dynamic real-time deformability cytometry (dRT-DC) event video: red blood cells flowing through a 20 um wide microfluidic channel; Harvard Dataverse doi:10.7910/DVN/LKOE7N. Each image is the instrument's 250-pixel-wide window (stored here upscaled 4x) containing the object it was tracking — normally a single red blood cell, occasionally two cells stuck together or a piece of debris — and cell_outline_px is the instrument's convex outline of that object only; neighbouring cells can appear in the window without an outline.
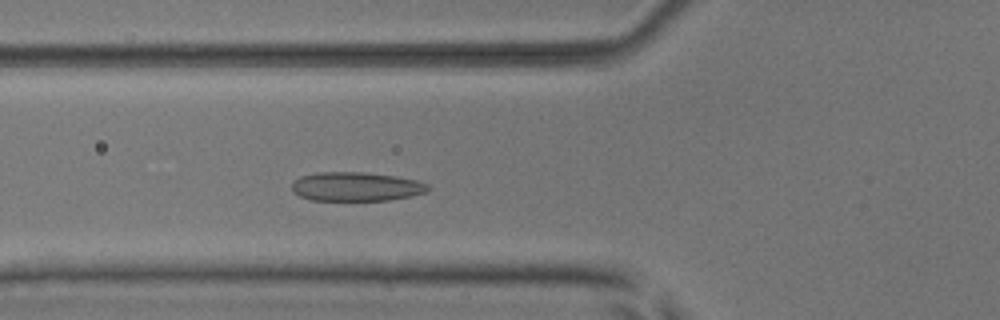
{"species": "common noctule bat (a hibernating species)", "species_latin": "Nyctalus noctula", "temperature_condition": "room temperature", "stored_images_in_passage": 47, "camera_frame_rate_fps": 3000, "um_per_image_px": 0.085, "animal": {"sex": "male", "body_mass_g": 17.9, "forearm_length_mm": 54.2}, "frame": {"image": 1, "passage_image": 14, "time_ms": 4.333, "image_size_px": [1000, 320], "cell_outline_px": [[428, 192], [412, 196], [388, 200], [312, 200], [300, 196], [292, 192], [292, 184], [300, 176], [316, 172], [364, 172], [396, 176], [416, 180], [428, 184]], "centroid_in_image_um": [30.27, 15.86], "position_along_channel_um": 95.5, "area_um2": 23.06}}
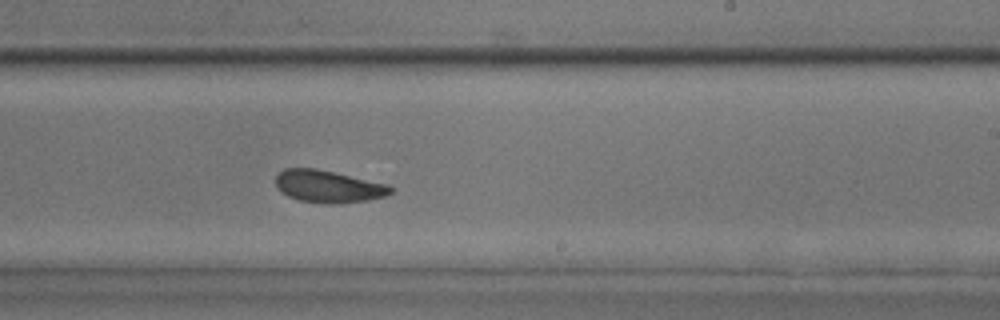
{"frame": {"image": 2, "passage_image": 27, "time_ms": 8.667, "image_size_px": [1000, 320], "cell_outline_px": [[396, 188], [392, 192], [384, 196], [368, 200], [340, 204], [324, 204], [300, 200], [288, 196], [280, 192], [276, 188], [276, 176], [284, 168], [316, 168], [388, 184]], "centroid_in_image_um": [27.91, 15.85], "position_along_channel_um": 261.1, "area_um2": 21.85}}
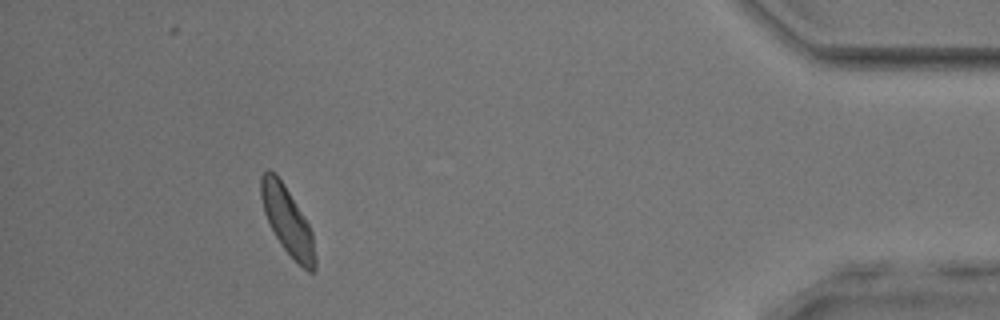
{"frame": {"image": 3, "passage_image": 43, "time_ms": 14.0, "image_size_px": [1000, 320], "cell_outline_px": [[316, 268], [312, 272], [308, 272], [280, 244], [264, 212], [260, 196], [260, 176], [268, 168], [276, 172], [284, 184], [308, 224], [312, 232], [316, 260]], "centroid_in_image_um": [24.41, 18.72], "position_along_channel_um": 410.8, "area_um2": 20.98}, "authors_computed_cell_mechanics": {"area_um2": 22.0796, "velocity_mm_per_s": 3.8314, "shape_relaxation_time_tau1_ms": 6.6027, "shape_relaxation_time_tau2_ms": 3.5442, "deformation_change_tau1": 0.1352, "deformation_change_tau2": 0.0682}}